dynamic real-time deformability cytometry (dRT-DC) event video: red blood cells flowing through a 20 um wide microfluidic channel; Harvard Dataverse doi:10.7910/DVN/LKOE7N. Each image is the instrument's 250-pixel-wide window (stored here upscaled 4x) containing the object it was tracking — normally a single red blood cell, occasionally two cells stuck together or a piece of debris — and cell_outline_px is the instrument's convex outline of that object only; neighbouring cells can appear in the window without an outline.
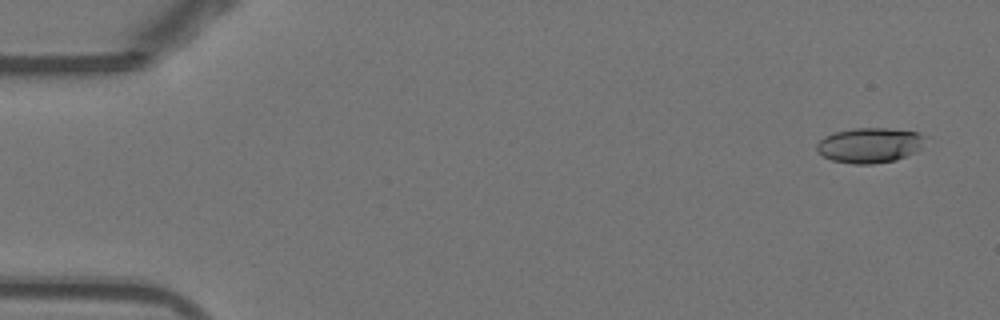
{"species": "Egyptian fruit bat (a non-hibernating species)", "species_latin": "Rousettus aegyptiacus", "temperature_condition": "warm", "stored_images_in_passage": 53, "camera_frame_rate_fps": 3000, "um_per_image_px": 0.085, "animal": {"sex": "female"}, "frame": {"image": 1, "passage_image": 3, "time_ms": 0.667, "image_size_px": [1000, 320], "cell_outline_px": [[928, 136], [920, 148], [916, 152], [896, 160], [872, 164], [852, 164], [832, 160], [816, 152], [816, 144], [824, 136], [836, 132], [856, 128], [888, 128], [916, 132]], "centroid_in_image_um": [73.93, 12.35], "position_along_channel_um": 11.1, "area_um2": 22.31}}
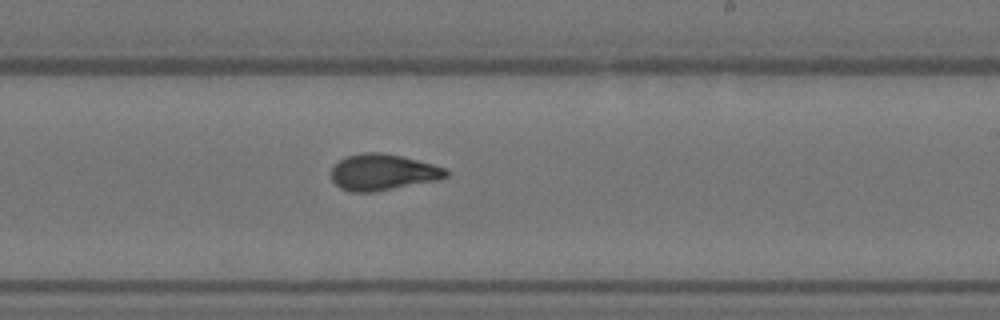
{"frame": {"image": 2, "passage_image": 32, "time_ms": 10.333, "image_size_px": [1000, 320], "cell_outline_px": [[448, 176], [436, 180], [372, 192], [352, 192], [340, 188], [332, 180], [332, 168], [344, 156], [364, 152], [380, 152], [400, 156], [432, 164], [444, 168], [448, 172]], "centroid_in_image_um": [32.5, 14.63], "position_along_channel_um": 256.5, "area_um2": 23.87}}
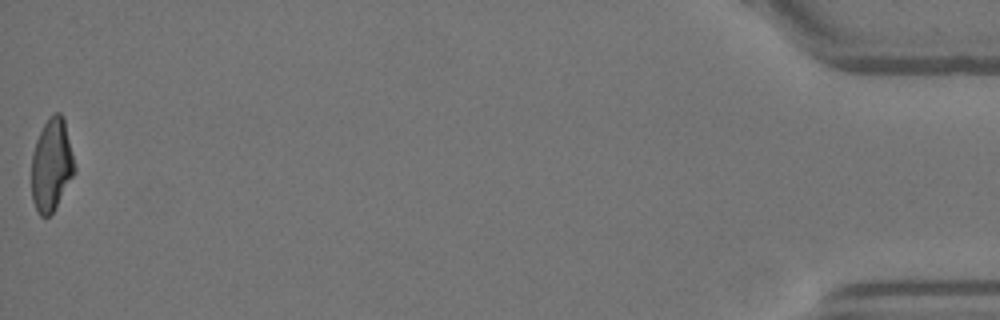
{"frame": {"image": 3, "passage_image": 53, "time_ms": 17.333, "image_size_px": [1000, 320], "cell_outline_px": [[76, 168], [72, 176], [52, 212], [48, 216], [40, 216], [32, 200], [32, 152], [36, 140], [48, 116], [56, 112], [60, 112], [64, 116]], "centroid_in_image_um": [4.37, 13.95], "position_along_channel_um": 430.8, "area_um2": 22.95}, "authors_computed_cell_mechanics": {"area_um2": 23.5246, "velocity_mm_per_s": 3.8787, "shape_relaxation_time_tau1_ms": 6.765, "shape_relaxation_time_tau2_ms": 1.1503, "deformation_change_tau1": 0.251, "deformation_change_tau2": 0.0749}}